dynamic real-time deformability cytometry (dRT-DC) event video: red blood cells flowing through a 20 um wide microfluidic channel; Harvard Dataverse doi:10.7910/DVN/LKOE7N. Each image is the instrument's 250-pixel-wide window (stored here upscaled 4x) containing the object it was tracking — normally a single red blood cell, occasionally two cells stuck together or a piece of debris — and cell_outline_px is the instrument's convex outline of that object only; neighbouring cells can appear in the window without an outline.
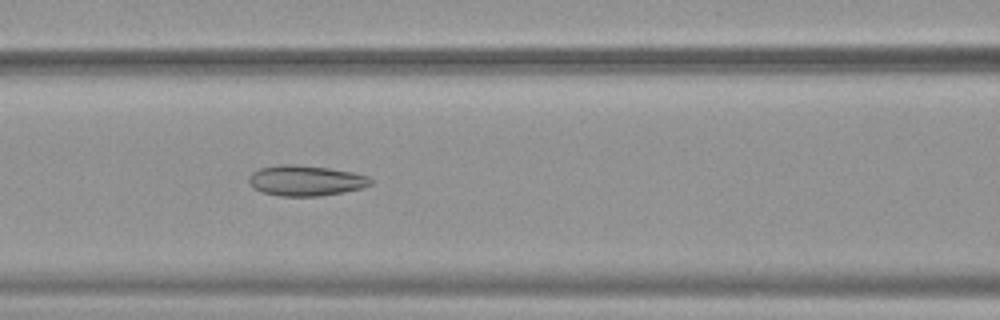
{"species": "common noctule bat (a hibernating species)", "species_latin": "Nyctalus noctula", "temperature_condition": "warm", "stored_images_in_passage": 39, "camera_frame_rate_fps": 3000, "um_per_image_px": 0.085, "animal": {"sex": "female", "body_mass_g": 19.9}, "frame": {"image": 1, "passage_image": 10, "time_ms": 3.0, "image_size_px": [1000, 320], "cell_outline_px": [[372, 184], [364, 188], [344, 192], [320, 196], [280, 196], [260, 192], [252, 188], [248, 180], [248, 176], [252, 172], [260, 168], [280, 164], [296, 164], [328, 168], [352, 172], [368, 176], [372, 180]], "centroid_in_image_um": [25.96, 15.35], "position_along_channel_um": 140.6, "area_um2": 21.91}}
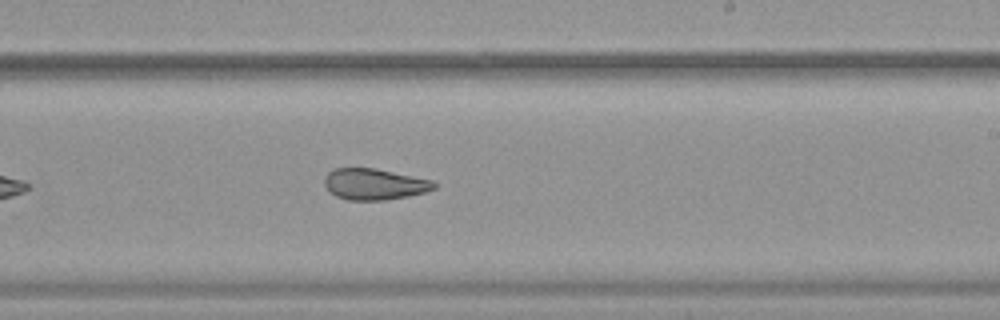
{"frame": {"image": 2, "passage_image": 19, "time_ms": 6.0, "image_size_px": [1000, 320], "cell_outline_px": [[436, 188], [424, 192], [408, 196], [388, 200], [348, 200], [336, 196], [324, 184], [324, 180], [328, 172], [336, 168], [376, 168], [432, 180], [436, 184]], "centroid_in_image_um": [31.83, 15.65], "position_along_channel_um": 257.2, "area_um2": 19.83}}
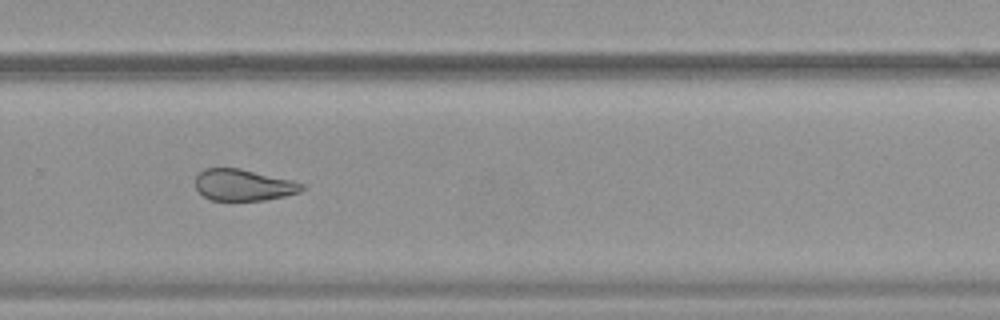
{"frame": {"image": 3, "passage_image": 23, "time_ms": 7.333, "image_size_px": [1000, 320], "cell_outline_px": [[304, 188], [300, 192], [284, 196], [264, 200], [212, 200], [204, 196], [196, 188], [196, 176], [204, 168], [240, 168], [292, 180], [304, 184]], "centroid_in_image_um": [20.7, 15.72], "position_along_channel_um": 309.1, "area_um2": 19.42}, "authors_computed_cell_mechanics": {"area_um2": 22.1952, "velocity_mm_per_s": 3.901, "shape_relaxation_time_tau1_ms": null, "shape_relaxation_time_tau2_ms": 3.7998, "deformation_change_tau1": null, "deformation_change_tau2": 0.1076}}